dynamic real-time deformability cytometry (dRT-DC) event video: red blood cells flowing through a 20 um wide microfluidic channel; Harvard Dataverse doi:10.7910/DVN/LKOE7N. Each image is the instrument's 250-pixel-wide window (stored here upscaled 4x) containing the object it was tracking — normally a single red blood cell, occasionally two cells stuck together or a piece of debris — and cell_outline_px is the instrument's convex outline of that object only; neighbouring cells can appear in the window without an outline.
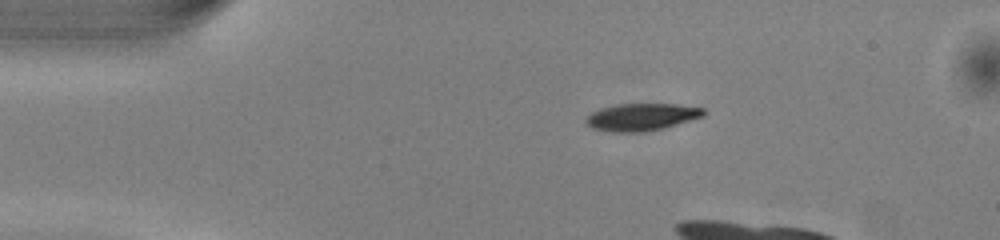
{"species": "common noctule bat (a hibernating species)", "species_latin": "Nyctalus noctula", "temperature_condition": "warm", "stored_images_in_passage": 10, "camera_frame_rate_fps": 3000, "um_per_image_px": 0.085, "animal": {"sex": "male", "body_mass_g": 13.0, "forearm_length_mm": 53.1}, "frame": {"image": 1, "passage_image": 1, "time_ms": 0.0, "image_size_px": [1000, 240], "cell_outline_px": [[704, 116], [664, 128], [644, 132], [612, 132], [592, 128], [584, 124], [584, 120], [592, 112], [600, 108], [620, 104], [676, 104], [704, 108]], "centroid_in_image_um": [54.5, 9.95], "position_along_channel_um": 30.5, "area_um2": 18.73}}